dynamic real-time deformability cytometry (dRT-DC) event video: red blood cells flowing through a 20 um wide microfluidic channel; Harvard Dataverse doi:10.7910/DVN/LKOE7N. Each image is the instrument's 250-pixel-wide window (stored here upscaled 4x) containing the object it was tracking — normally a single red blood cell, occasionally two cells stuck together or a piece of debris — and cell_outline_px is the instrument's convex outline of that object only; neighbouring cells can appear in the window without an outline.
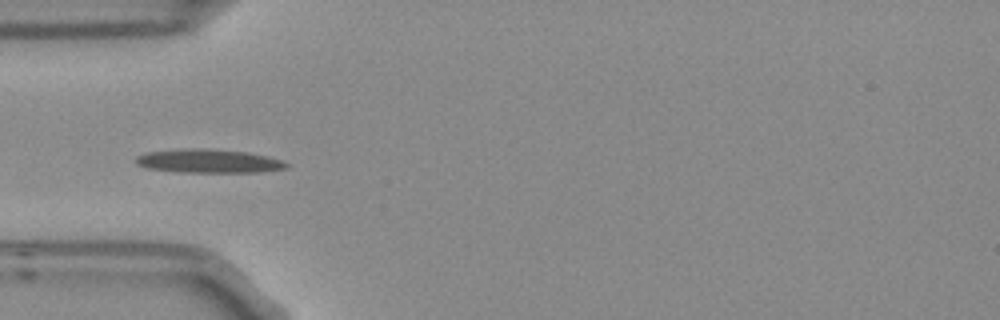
{"species": "Egyptian fruit bat (a non-hibernating species)", "species_latin": "Rousettus aegyptiacus", "temperature_condition": "room temperature", "stored_images_in_passage": 7, "camera_frame_rate_fps": 3000, "um_per_image_px": 0.085, "frame": {"image": 1, "passage_image": 5, "time_ms": 1.333, "image_size_px": [1000, 320], "cell_outline_px": [[288, 168], [260, 172], [176, 172], [148, 168], [136, 164], [136, 156], [144, 152], [180, 148], [208, 148], [248, 152], [268, 156], [280, 160], [288, 164]], "centroid_in_image_um": [17.7, 13.68], "position_along_channel_um": 67.3, "area_um2": 21.04}}